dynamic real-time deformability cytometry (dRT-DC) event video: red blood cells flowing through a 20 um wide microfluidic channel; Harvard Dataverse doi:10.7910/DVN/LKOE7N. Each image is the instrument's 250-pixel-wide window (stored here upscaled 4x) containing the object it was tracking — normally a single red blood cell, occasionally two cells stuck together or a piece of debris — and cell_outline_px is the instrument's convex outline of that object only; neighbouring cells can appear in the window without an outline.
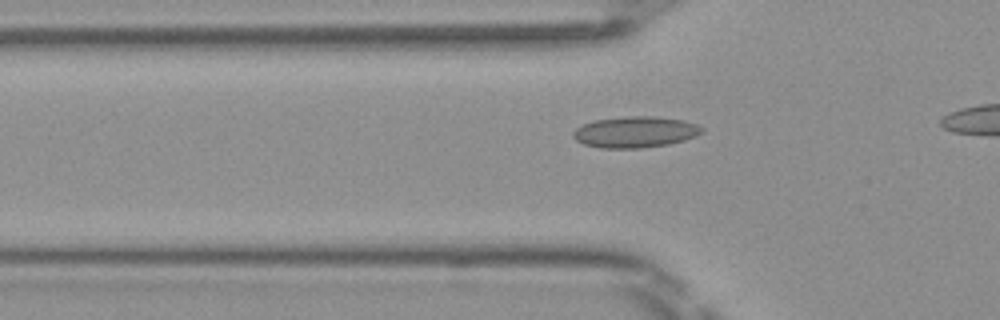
{"species": "Egyptian fruit bat (a non-hibernating species)", "species_latin": "Rousettus aegyptiacus", "temperature_condition": "room temperature", "stored_images_in_passage": 33, "camera_frame_rate_fps": 3000, "um_per_image_px": 0.085, "frame": {"image": 1, "passage_image": 9, "time_ms": 2.667, "image_size_px": [1000, 320], "cell_outline_px": [[704, 128], [696, 136], [684, 140], [668, 144], [640, 148], [600, 148], [584, 144], [576, 140], [572, 136], [572, 132], [580, 124], [592, 120], [624, 116], [656, 116], [684, 120], [696, 124]], "centroid_in_image_um": [53.94, 11.21], "position_along_channel_um": 71.9, "area_um2": 23.58}}
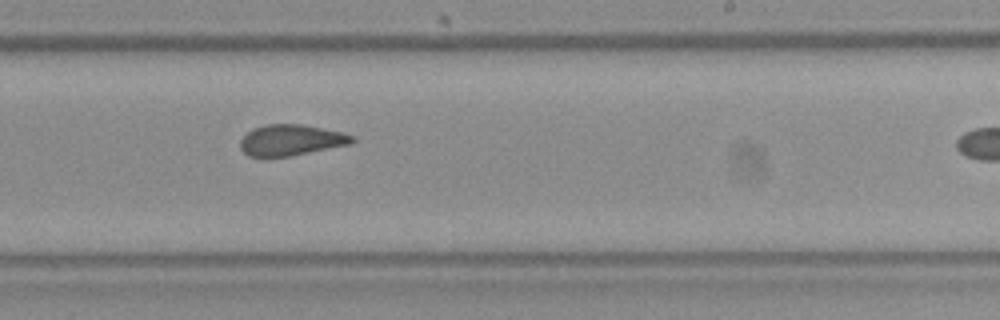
{"frame": {"image": 2, "passage_image": 23, "time_ms": 7.333, "image_size_px": [1000, 320], "cell_outline_px": [[356, 140], [352, 144], [292, 156], [268, 160], [248, 156], [240, 148], [240, 140], [252, 128], [264, 124], [300, 124], [344, 132], [356, 136]], "centroid_in_image_um": [24.73, 11.94], "position_along_channel_um": 264.3, "area_um2": 21.04}}
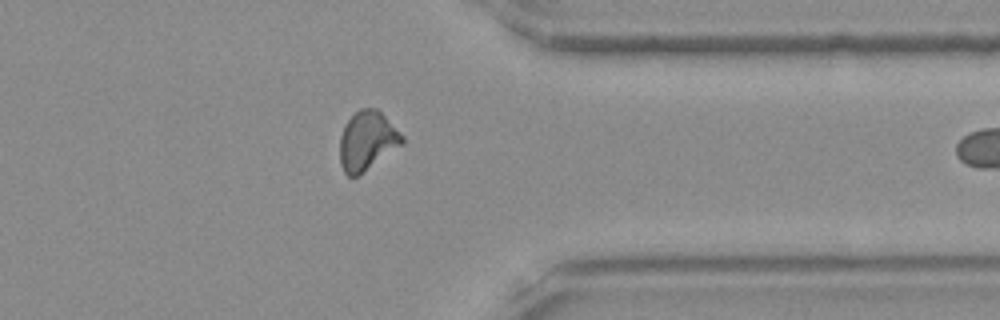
{"frame": {"image": 3, "passage_image": 32, "time_ms": 10.333, "image_size_px": [1000, 320], "cell_outline_px": [[404, 144], [356, 176], [348, 176], [344, 172], [340, 164], [340, 136], [344, 124], [360, 108], [376, 108], [404, 136]], "centroid_in_image_um": [31.2, 11.96], "position_along_channel_um": 380.2, "area_um2": 21.21}}